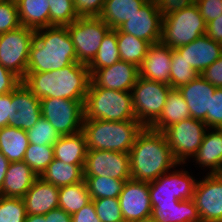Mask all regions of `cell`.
I'll return each mask as SVG.
<instances>
[{
  "instance_id": "6",
  "label": "cell",
  "mask_w": 222,
  "mask_h": 222,
  "mask_svg": "<svg viewBox=\"0 0 222 222\" xmlns=\"http://www.w3.org/2000/svg\"><path fill=\"white\" fill-rule=\"evenodd\" d=\"M206 25L195 2L188 3L179 11L163 16L160 42L176 49L206 35Z\"/></svg>"
},
{
  "instance_id": "3",
  "label": "cell",
  "mask_w": 222,
  "mask_h": 222,
  "mask_svg": "<svg viewBox=\"0 0 222 222\" xmlns=\"http://www.w3.org/2000/svg\"><path fill=\"white\" fill-rule=\"evenodd\" d=\"M77 61L74 44L66 26L35 30L26 73L60 70Z\"/></svg>"
},
{
  "instance_id": "22",
  "label": "cell",
  "mask_w": 222,
  "mask_h": 222,
  "mask_svg": "<svg viewBox=\"0 0 222 222\" xmlns=\"http://www.w3.org/2000/svg\"><path fill=\"white\" fill-rule=\"evenodd\" d=\"M22 199L28 215H45L59 207V188L38 177Z\"/></svg>"
},
{
  "instance_id": "35",
  "label": "cell",
  "mask_w": 222,
  "mask_h": 222,
  "mask_svg": "<svg viewBox=\"0 0 222 222\" xmlns=\"http://www.w3.org/2000/svg\"><path fill=\"white\" fill-rule=\"evenodd\" d=\"M91 199L118 198L125 181L111 177H84Z\"/></svg>"
},
{
  "instance_id": "23",
  "label": "cell",
  "mask_w": 222,
  "mask_h": 222,
  "mask_svg": "<svg viewBox=\"0 0 222 222\" xmlns=\"http://www.w3.org/2000/svg\"><path fill=\"white\" fill-rule=\"evenodd\" d=\"M37 178V174L24 161L10 162L0 196L23 198Z\"/></svg>"
},
{
  "instance_id": "11",
  "label": "cell",
  "mask_w": 222,
  "mask_h": 222,
  "mask_svg": "<svg viewBox=\"0 0 222 222\" xmlns=\"http://www.w3.org/2000/svg\"><path fill=\"white\" fill-rule=\"evenodd\" d=\"M208 127L194 118L184 119L169 126L163 133L171 148L172 154L179 164H185L187 158L196 154Z\"/></svg>"
},
{
  "instance_id": "47",
  "label": "cell",
  "mask_w": 222,
  "mask_h": 222,
  "mask_svg": "<svg viewBox=\"0 0 222 222\" xmlns=\"http://www.w3.org/2000/svg\"><path fill=\"white\" fill-rule=\"evenodd\" d=\"M22 80L0 64V95L12 92Z\"/></svg>"
},
{
  "instance_id": "24",
  "label": "cell",
  "mask_w": 222,
  "mask_h": 222,
  "mask_svg": "<svg viewBox=\"0 0 222 222\" xmlns=\"http://www.w3.org/2000/svg\"><path fill=\"white\" fill-rule=\"evenodd\" d=\"M207 131L202 144L193 156L195 163L201 167L211 168L208 174H222V129L208 128Z\"/></svg>"
},
{
  "instance_id": "15",
  "label": "cell",
  "mask_w": 222,
  "mask_h": 222,
  "mask_svg": "<svg viewBox=\"0 0 222 222\" xmlns=\"http://www.w3.org/2000/svg\"><path fill=\"white\" fill-rule=\"evenodd\" d=\"M162 21L163 15L159 6L147 1L139 12L131 16L118 29L150 44H156L161 41Z\"/></svg>"
},
{
  "instance_id": "17",
  "label": "cell",
  "mask_w": 222,
  "mask_h": 222,
  "mask_svg": "<svg viewBox=\"0 0 222 222\" xmlns=\"http://www.w3.org/2000/svg\"><path fill=\"white\" fill-rule=\"evenodd\" d=\"M40 99L21 82L12 91L9 126L29 130L42 118Z\"/></svg>"
},
{
  "instance_id": "51",
  "label": "cell",
  "mask_w": 222,
  "mask_h": 222,
  "mask_svg": "<svg viewBox=\"0 0 222 222\" xmlns=\"http://www.w3.org/2000/svg\"><path fill=\"white\" fill-rule=\"evenodd\" d=\"M206 35L212 40L222 44V14L207 23Z\"/></svg>"
},
{
  "instance_id": "42",
  "label": "cell",
  "mask_w": 222,
  "mask_h": 222,
  "mask_svg": "<svg viewBox=\"0 0 222 222\" xmlns=\"http://www.w3.org/2000/svg\"><path fill=\"white\" fill-rule=\"evenodd\" d=\"M21 26L15 0L0 1V34Z\"/></svg>"
},
{
  "instance_id": "16",
  "label": "cell",
  "mask_w": 222,
  "mask_h": 222,
  "mask_svg": "<svg viewBox=\"0 0 222 222\" xmlns=\"http://www.w3.org/2000/svg\"><path fill=\"white\" fill-rule=\"evenodd\" d=\"M118 198L124 221L135 222L151 217L149 182L125 181Z\"/></svg>"
},
{
  "instance_id": "14",
  "label": "cell",
  "mask_w": 222,
  "mask_h": 222,
  "mask_svg": "<svg viewBox=\"0 0 222 222\" xmlns=\"http://www.w3.org/2000/svg\"><path fill=\"white\" fill-rule=\"evenodd\" d=\"M193 200L201 222H222V174H207L197 181Z\"/></svg>"
},
{
  "instance_id": "30",
  "label": "cell",
  "mask_w": 222,
  "mask_h": 222,
  "mask_svg": "<svg viewBox=\"0 0 222 222\" xmlns=\"http://www.w3.org/2000/svg\"><path fill=\"white\" fill-rule=\"evenodd\" d=\"M28 146L25 130L11 126L0 128V152L9 162L23 161Z\"/></svg>"
},
{
  "instance_id": "49",
  "label": "cell",
  "mask_w": 222,
  "mask_h": 222,
  "mask_svg": "<svg viewBox=\"0 0 222 222\" xmlns=\"http://www.w3.org/2000/svg\"><path fill=\"white\" fill-rule=\"evenodd\" d=\"M71 216L72 222H101L96 214L93 201L86 206H83L79 211Z\"/></svg>"
},
{
  "instance_id": "32",
  "label": "cell",
  "mask_w": 222,
  "mask_h": 222,
  "mask_svg": "<svg viewBox=\"0 0 222 222\" xmlns=\"http://www.w3.org/2000/svg\"><path fill=\"white\" fill-rule=\"evenodd\" d=\"M92 201L85 179L59 188V208L70 215Z\"/></svg>"
},
{
  "instance_id": "8",
  "label": "cell",
  "mask_w": 222,
  "mask_h": 222,
  "mask_svg": "<svg viewBox=\"0 0 222 222\" xmlns=\"http://www.w3.org/2000/svg\"><path fill=\"white\" fill-rule=\"evenodd\" d=\"M171 89L170 85L139 76L131 90L136 120L149 127L162 113Z\"/></svg>"
},
{
  "instance_id": "44",
  "label": "cell",
  "mask_w": 222,
  "mask_h": 222,
  "mask_svg": "<svg viewBox=\"0 0 222 222\" xmlns=\"http://www.w3.org/2000/svg\"><path fill=\"white\" fill-rule=\"evenodd\" d=\"M79 17L99 16L105 0H73Z\"/></svg>"
},
{
  "instance_id": "33",
  "label": "cell",
  "mask_w": 222,
  "mask_h": 222,
  "mask_svg": "<svg viewBox=\"0 0 222 222\" xmlns=\"http://www.w3.org/2000/svg\"><path fill=\"white\" fill-rule=\"evenodd\" d=\"M117 43L120 60L132 63L139 67L144 60L149 42L136 38L132 34L123 33L117 28Z\"/></svg>"
},
{
  "instance_id": "28",
  "label": "cell",
  "mask_w": 222,
  "mask_h": 222,
  "mask_svg": "<svg viewBox=\"0 0 222 222\" xmlns=\"http://www.w3.org/2000/svg\"><path fill=\"white\" fill-rule=\"evenodd\" d=\"M148 0H105L99 17L111 28L117 29L129 20Z\"/></svg>"
},
{
  "instance_id": "9",
  "label": "cell",
  "mask_w": 222,
  "mask_h": 222,
  "mask_svg": "<svg viewBox=\"0 0 222 222\" xmlns=\"http://www.w3.org/2000/svg\"><path fill=\"white\" fill-rule=\"evenodd\" d=\"M35 30L25 26L0 34V64L21 80L26 77L27 63Z\"/></svg>"
},
{
  "instance_id": "53",
  "label": "cell",
  "mask_w": 222,
  "mask_h": 222,
  "mask_svg": "<svg viewBox=\"0 0 222 222\" xmlns=\"http://www.w3.org/2000/svg\"><path fill=\"white\" fill-rule=\"evenodd\" d=\"M9 164L10 162L8 161V159L0 152V190L3 185Z\"/></svg>"
},
{
  "instance_id": "26",
  "label": "cell",
  "mask_w": 222,
  "mask_h": 222,
  "mask_svg": "<svg viewBox=\"0 0 222 222\" xmlns=\"http://www.w3.org/2000/svg\"><path fill=\"white\" fill-rule=\"evenodd\" d=\"M151 218L155 222H201L193 199L177 204H156L152 208Z\"/></svg>"
},
{
  "instance_id": "13",
  "label": "cell",
  "mask_w": 222,
  "mask_h": 222,
  "mask_svg": "<svg viewBox=\"0 0 222 222\" xmlns=\"http://www.w3.org/2000/svg\"><path fill=\"white\" fill-rule=\"evenodd\" d=\"M84 177H111L128 181L130 174V154L107 150H87Z\"/></svg>"
},
{
  "instance_id": "39",
  "label": "cell",
  "mask_w": 222,
  "mask_h": 222,
  "mask_svg": "<svg viewBox=\"0 0 222 222\" xmlns=\"http://www.w3.org/2000/svg\"><path fill=\"white\" fill-rule=\"evenodd\" d=\"M29 143L35 145H54L60 138V135L43 117L37 123L26 131Z\"/></svg>"
},
{
  "instance_id": "40",
  "label": "cell",
  "mask_w": 222,
  "mask_h": 222,
  "mask_svg": "<svg viewBox=\"0 0 222 222\" xmlns=\"http://www.w3.org/2000/svg\"><path fill=\"white\" fill-rule=\"evenodd\" d=\"M26 216L22 198L0 196V222H24Z\"/></svg>"
},
{
  "instance_id": "50",
  "label": "cell",
  "mask_w": 222,
  "mask_h": 222,
  "mask_svg": "<svg viewBox=\"0 0 222 222\" xmlns=\"http://www.w3.org/2000/svg\"><path fill=\"white\" fill-rule=\"evenodd\" d=\"M12 92L0 95V128L9 126Z\"/></svg>"
},
{
  "instance_id": "52",
  "label": "cell",
  "mask_w": 222,
  "mask_h": 222,
  "mask_svg": "<svg viewBox=\"0 0 222 222\" xmlns=\"http://www.w3.org/2000/svg\"><path fill=\"white\" fill-rule=\"evenodd\" d=\"M47 222H72V216L61 208H56L45 214Z\"/></svg>"
},
{
  "instance_id": "21",
  "label": "cell",
  "mask_w": 222,
  "mask_h": 222,
  "mask_svg": "<svg viewBox=\"0 0 222 222\" xmlns=\"http://www.w3.org/2000/svg\"><path fill=\"white\" fill-rule=\"evenodd\" d=\"M178 90L188 105L191 118L204 121L216 88L199 74Z\"/></svg>"
},
{
  "instance_id": "2",
  "label": "cell",
  "mask_w": 222,
  "mask_h": 222,
  "mask_svg": "<svg viewBox=\"0 0 222 222\" xmlns=\"http://www.w3.org/2000/svg\"><path fill=\"white\" fill-rule=\"evenodd\" d=\"M91 81L87 64L74 62L60 70L26 73L23 83L39 98H63L85 103Z\"/></svg>"
},
{
  "instance_id": "27",
  "label": "cell",
  "mask_w": 222,
  "mask_h": 222,
  "mask_svg": "<svg viewBox=\"0 0 222 222\" xmlns=\"http://www.w3.org/2000/svg\"><path fill=\"white\" fill-rule=\"evenodd\" d=\"M187 118L191 115L186 101L178 89H171L162 113L149 127L164 132L169 126Z\"/></svg>"
},
{
  "instance_id": "5",
  "label": "cell",
  "mask_w": 222,
  "mask_h": 222,
  "mask_svg": "<svg viewBox=\"0 0 222 222\" xmlns=\"http://www.w3.org/2000/svg\"><path fill=\"white\" fill-rule=\"evenodd\" d=\"M84 120H136L131 91L97 87L90 81L84 103Z\"/></svg>"
},
{
  "instance_id": "4",
  "label": "cell",
  "mask_w": 222,
  "mask_h": 222,
  "mask_svg": "<svg viewBox=\"0 0 222 222\" xmlns=\"http://www.w3.org/2000/svg\"><path fill=\"white\" fill-rule=\"evenodd\" d=\"M143 125L137 120L111 122L83 120L88 150H107L129 153Z\"/></svg>"
},
{
  "instance_id": "46",
  "label": "cell",
  "mask_w": 222,
  "mask_h": 222,
  "mask_svg": "<svg viewBox=\"0 0 222 222\" xmlns=\"http://www.w3.org/2000/svg\"><path fill=\"white\" fill-rule=\"evenodd\" d=\"M200 75L215 88H222V55Z\"/></svg>"
},
{
  "instance_id": "36",
  "label": "cell",
  "mask_w": 222,
  "mask_h": 222,
  "mask_svg": "<svg viewBox=\"0 0 222 222\" xmlns=\"http://www.w3.org/2000/svg\"><path fill=\"white\" fill-rule=\"evenodd\" d=\"M53 159V145L40 146L29 143L23 161L40 177Z\"/></svg>"
},
{
  "instance_id": "20",
  "label": "cell",
  "mask_w": 222,
  "mask_h": 222,
  "mask_svg": "<svg viewBox=\"0 0 222 222\" xmlns=\"http://www.w3.org/2000/svg\"><path fill=\"white\" fill-rule=\"evenodd\" d=\"M172 49L161 42L151 44L138 67L139 76L156 82L170 84Z\"/></svg>"
},
{
  "instance_id": "25",
  "label": "cell",
  "mask_w": 222,
  "mask_h": 222,
  "mask_svg": "<svg viewBox=\"0 0 222 222\" xmlns=\"http://www.w3.org/2000/svg\"><path fill=\"white\" fill-rule=\"evenodd\" d=\"M87 143L84 132L60 136L53 145L54 158L65 164L85 165Z\"/></svg>"
},
{
  "instance_id": "55",
  "label": "cell",
  "mask_w": 222,
  "mask_h": 222,
  "mask_svg": "<svg viewBox=\"0 0 222 222\" xmlns=\"http://www.w3.org/2000/svg\"><path fill=\"white\" fill-rule=\"evenodd\" d=\"M135 222H155L151 217L145 218V219H141L139 221H135Z\"/></svg>"
},
{
  "instance_id": "45",
  "label": "cell",
  "mask_w": 222,
  "mask_h": 222,
  "mask_svg": "<svg viewBox=\"0 0 222 222\" xmlns=\"http://www.w3.org/2000/svg\"><path fill=\"white\" fill-rule=\"evenodd\" d=\"M194 2L206 24L222 14V0H195Z\"/></svg>"
},
{
  "instance_id": "10",
  "label": "cell",
  "mask_w": 222,
  "mask_h": 222,
  "mask_svg": "<svg viewBox=\"0 0 222 222\" xmlns=\"http://www.w3.org/2000/svg\"><path fill=\"white\" fill-rule=\"evenodd\" d=\"M42 117L50 122L60 136L82 130L84 104L81 101L63 98H42Z\"/></svg>"
},
{
  "instance_id": "1",
  "label": "cell",
  "mask_w": 222,
  "mask_h": 222,
  "mask_svg": "<svg viewBox=\"0 0 222 222\" xmlns=\"http://www.w3.org/2000/svg\"><path fill=\"white\" fill-rule=\"evenodd\" d=\"M130 174L135 181L151 182L179 166L163 132L143 127L130 152Z\"/></svg>"
},
{
  "instance_id": "54",
  "label": "cell",
  "mask_w": 222,
  "mask_h": 222,
  "mask_svg": "<svg viewBox=\"0 0 222 222\" xmlns=\"http://www.w3.org/2000/svg\"><path fill=\"white\" fill-rule=\"evenodd\" d=\"M24 222H47L45 215H28Z\"/></svg>"
},
{
  "instance_id": "7",
  "label": "cell",
  "mask_w": 222,
  "mask_h": 222,
  "mask_svg": "<svg viewBox=\"0 0 222 222\" xmlns=\"http://www.w3.org/2000/svg\"><path fill=\"white\" fill-rule=\"evenodd\" d=\"M74 44L77 61L89 64L111 28L99 17H79L66 26Z\"/></svg>"
},
{
  "instance_id": "18",
  "label": "cell",
  "mask_w": 222,
  "mask_h": 222,
  "mask_svg": "<svg viewBox=\"0 0 222 222\" xmlns=\"http://www.w3.org/2000/svg\"><path fill=\"white\" fill-rule=\"evenodd\" d=\"M139 77L136 65L119 60L113 65L96 70L91 75V81L97 87L117 91H131Z\"/></svg>"
},
{
  "instance_id": "38",
  "label": "cell",
  "mask_w": 222,
  "mask_h": 222,
  "mask_svg": "<svg viewBox=\"0 0 222 222\" xmlns=\"http://www.w3.org/2000/svg\"><path fill=\"white\" fill-rule=\"evenodd\" d=\"M49 27L67 26L79 18L73 0H49Z\"/></svg>"
},
{
  "instance_id": "12",
  "label": "cell",
  "mask_w": 222,
  "mask_h": 222,
  "mask_svg": "<svg viewBox=\"0 0 222 222\" xmlns=\"http://www.w3.org/2000/svg\"><path fill=\"white\" fill-rule=\"evenodd\" d=\"M197 181L184 170L162 174L149 182L152 208L156 204H177L179 201L193 199Z\"/></svg>"
},
{
  "instance_id": "31",
  "label": "cell",
  "mask_w": 222,
  "mask_h": 222,
  "mask_svg": "<svg viewBox=\"0 0 222 222\" xmlns=\"http://www.w3.org/2000/svg\"><path fill=\"white\" fill-rule=\"evenodd\" d=\"M83 168L84 165L65 164L63 161L54 158L40 177L60 188L83 181Z\"/></svg>"
},
{
  "instance_id": "19",
  "label": "cell",
  "mask_w": 222,
  "mask_h": 222,
  "mask_svg": "<svg viewBox=\"0 0 222 222\" xmlns=\"http://www.w3.org/2000/svg\"><path fill=\"white\" fill-rule=\"evenodd\" d=\"M175 50L198 74H201L222 55V44L203 35Z\"/></svg>"
},
{
  "instance_id": "37",
  "label": "cell",
  "mask_w": 222,
  "mask_h": 222,
  "mask_svg": "<svg viewBox=\"0 0 222 222\" xmlns=\"http://www.w3.org/2000/svg\"><path fill=\"white\" fill-rule=\"evenodd\" d=\"M198 75L197 71H195L175 49H172L170 87L172 89H178L188 84Z\"/></svg>"
},
{
  "instance_id": "48",
  "label": "cell",
  "mask_w": 222,
  "mask_h": 222,
  "mask_svg": "<svg viewBox=\"0 0 222 222\" xmlns=\"http://www.w3.org/2000/svg\"><path fill=\"white\" fill-rule=\"evenodd\" d=\"M159 6L162 15H168L179 11L188 3H192L195 0H148Z\"/></svg>"
},
{
  "instance_id": "41",
  "label": "cell",
  "mask_w": 222,
  "mask_h": 222,
  "mask_svg": "<svg viewBox=\"0 0 222 222\" xmlns=\"http://www.w3.org/2000/svg\"><path fill=\"white\" fill-rule=\"evenodd\" d=\"M101 222H123L119 198L92 199Z\"/></svg>"
},
{
  "instance_id": "43",
  "label": "cell",
  "mask_w": 222,
  "mask_h": 222,
  "mask_svg": "<svg viewBox=\"0 0 222 222\" xmlns=\"http://www.w3.org/2000/svg\"><path fill=\"white\" fill-rule=\"evenodd\" d=\"M203 122L208 128L222 127V88H216L211 97L210 112H207Z\"/></svg>"
},
{
  "instance_id": "29",
  "label": "cell",
  "mask_w": 222,
  "mask_h": 222,
  "mask_svg": "<svg viewBox=\"0 0 222 222\" xmlns=\"http://www.w3.org/2000/svg\"><path fill=\"white\" fill-rule=\"evenodd\" d=\"M22 26L38 30L49 27V0H15Z\"/></svg>"
},
{
  "instance_id": "34",
  "label": "cell",
  "mask_w": 222,
  "mask_h": 222,
  "mask_svg": "<svg viewBox=\"0 0 222 222\" xmlns=\"http://www.w3.org/2000/svg\"><path fill=\"white\" fill-rule=\"evenodd\" d=\"M120 60L117 29H111L103 38L94 59L87 65L90 75L96 70L106 68Z\"/></svg>"
}]
</instances>
